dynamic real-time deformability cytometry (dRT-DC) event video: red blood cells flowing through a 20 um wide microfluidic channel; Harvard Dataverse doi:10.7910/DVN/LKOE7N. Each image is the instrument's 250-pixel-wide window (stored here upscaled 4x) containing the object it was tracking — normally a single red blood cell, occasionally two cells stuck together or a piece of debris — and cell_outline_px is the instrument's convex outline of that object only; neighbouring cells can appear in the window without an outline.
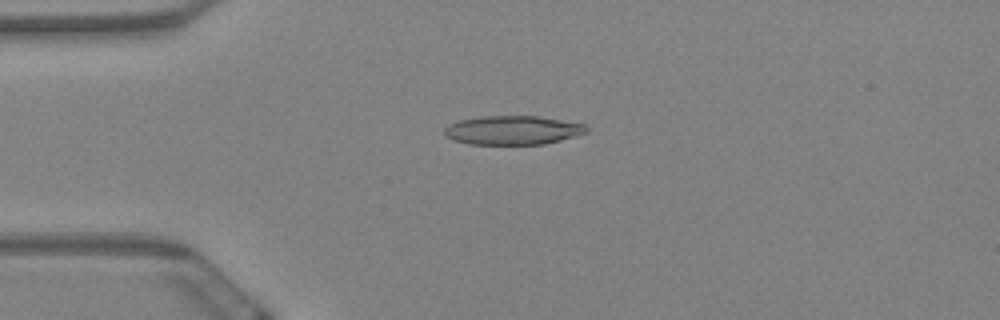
{"species": "Egyptian fruit bat (a non-hibernating species)", "species_latin": "Rousettus aegyptiacus", "temperature_condition": "warm", "stored_images_in_passage": 58, "camera_frame_rate_fps": 3000, "um_per_image_px": 0.085, "animal": {"sex": "female"}, "frame": {"image": 1, "passage_image": 13, "time_ms": 4.0, "image_size_px": [1000, 320], "cell_outline_px": [[588, 132], [560, 140], [544, 144], [468, 144], [452, 140], [444, 136], [444, 128], [448, 124], [456, 120], [480, 116], [536, 116], [584, 124], [588, 128]], "centroid_in_image_um": [43.5, 11.06], "position_along_channel_um": 41.5, "area_um2": 24.04}}
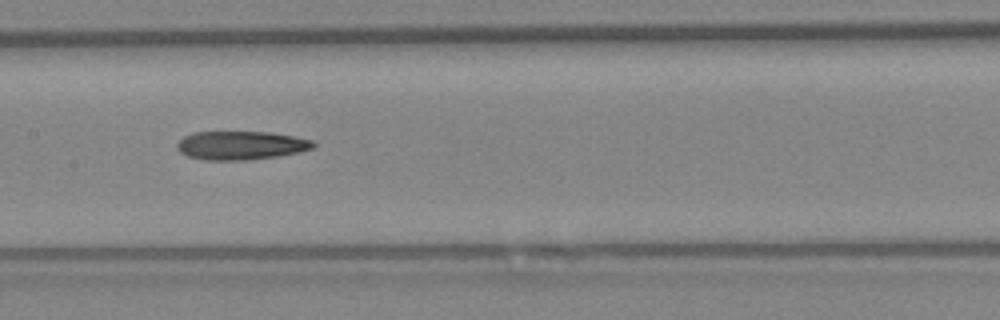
{"frame": {"image": 2, "passage_image": 28, "time_ms": 9.0, "image_size_px": [1000, 320], "cell_outline_px": [[316, 144], [312, 148], [300, 152], [276, 156], [244, 160], [204, 160], [188, 156], [180, 152], [176, 148], [176, 144], [184, 136], [192, 132], [268, 132], [296, 136], [316, 140]], "centroid_in_image_um": [20.49, 12.35], "position_along_channel_um": 186.9, "area_um2": 22.83}}
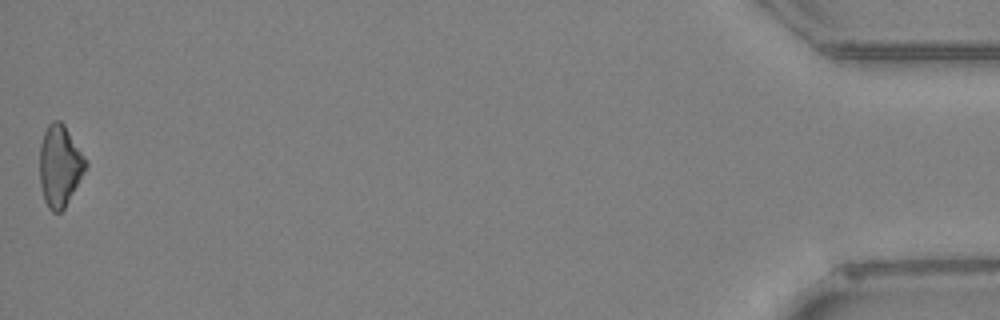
{"frame": {"image": 3, "passage_image": 58, "time_ms": 19.0, "image_size_px": [1000, 320], "cell_outline_px": [[88, 164], [84, 172], [64, 208], [60, 212], [52, 212], [48, 208], [44, 200], [40, 184], [40, 144], [44, 132], [48, 124], [52, 120], [60, 120], [64, 124], [88, 160]], "centroid_in_image_um": [5.08, 14.07], "position_along_channel_um": 430.1, "area_um2": 21.85}}